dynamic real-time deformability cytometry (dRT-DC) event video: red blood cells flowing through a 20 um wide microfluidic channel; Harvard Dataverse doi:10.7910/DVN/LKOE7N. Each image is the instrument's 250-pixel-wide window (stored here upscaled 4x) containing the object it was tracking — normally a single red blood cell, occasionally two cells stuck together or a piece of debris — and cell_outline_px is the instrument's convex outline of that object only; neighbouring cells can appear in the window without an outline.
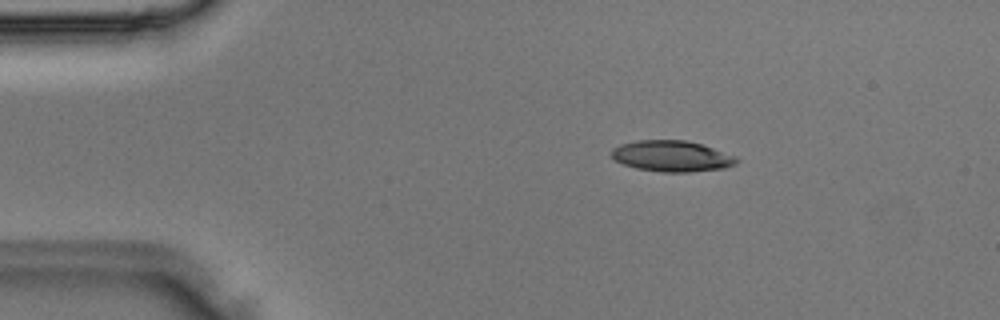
{"species": "Egyptian fruit bat (a non-hibernating species)", "species_latin": "Rousettus aegyptiacus", "temperature_condition": "room temperature", "stored_images_in_passage": 3, "camera_frame_rate_fps": 3000, "um_per_image_px": 0.085, "animal": {"sex": "male"}, "frame": {"image": 1, "passage_image": 2, "time_ms": 0.333, "image_size_px": [1000, 320], "cell_outline_px": [[740, 160], [736, 164], [724, 168], [688, 172], [660, 172], [636, 168], [624, 164], [616, 160], [608, 152], [612, 148], [620, 144], [636, 140], [684, 140], [700, 144], [736, 156]], "centroid_in_image_um": [57.08, 13.27], "position_along_channel_um": 27.9, "area_um2": 22.6}}